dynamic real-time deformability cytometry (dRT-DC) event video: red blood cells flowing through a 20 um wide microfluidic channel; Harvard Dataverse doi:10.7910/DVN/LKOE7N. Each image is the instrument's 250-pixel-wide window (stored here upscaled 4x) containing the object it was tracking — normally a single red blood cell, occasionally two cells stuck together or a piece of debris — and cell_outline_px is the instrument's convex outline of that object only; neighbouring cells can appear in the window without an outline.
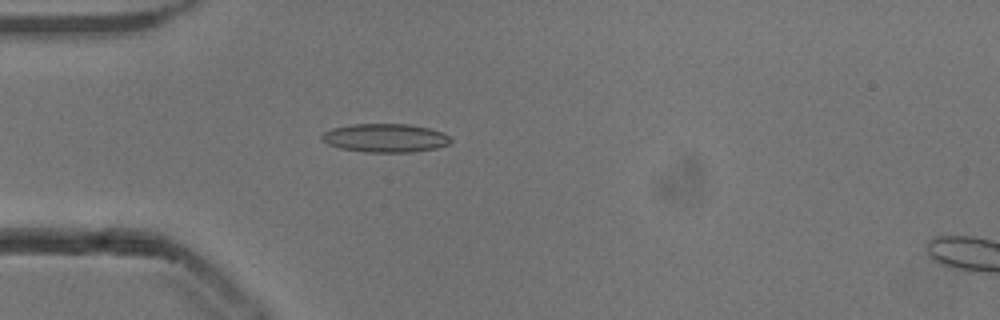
{"species": "common noctule bat (a hibernating species)", "species_latin": "Nyctalus noctula", "temperature_condition": "cold", "stored_images_in_passage": 53, "camera_frame_rate_fps": 3000, "um_per_image_px": 0.085, "animal": {"sex": "male", "body_mass_g": 13.3}, "frame": {"image": 1, "passage_image": 15, "time_ms": 4.667, "image_size_px": [1000, 320], "cell_outline_px": [[452, 140], [448, 144], [436, 148], [412, 152], [364, 152], [340, 148], [328, 144], [320, 140], [320, 136], [324, 132], [332, 128], [352, 124], [408, 124], [428, 128], [440, 132], [448, 136]], "centroid_in_image_um": [32.7, 11.73], "position_along_channel_um": 52.3, "area_um2": 21.39}}
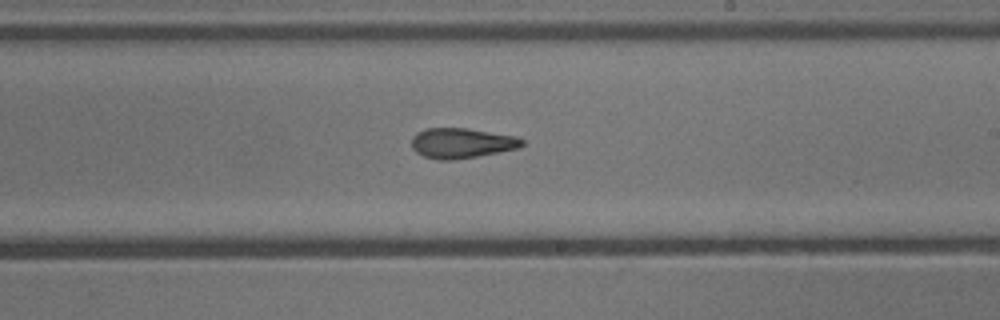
{"frame": {"image": 2, "passage_image": 31, "time_ms": 10.0, "image_size_px": [1000, 320], "cell_outline_px": [[524, 144], [520, 148], [476, 156], [452, 160], [440, 160], [424, 156], [416, 152], [412, 148], [412, 136], [416, 132], [428, 128], [468, 128], [516, 136], [524, 140]], "centroid_in_image_um": [39.24, 12.15], "position_along_channel_um": 249.8, "area_um2": 19.42}}
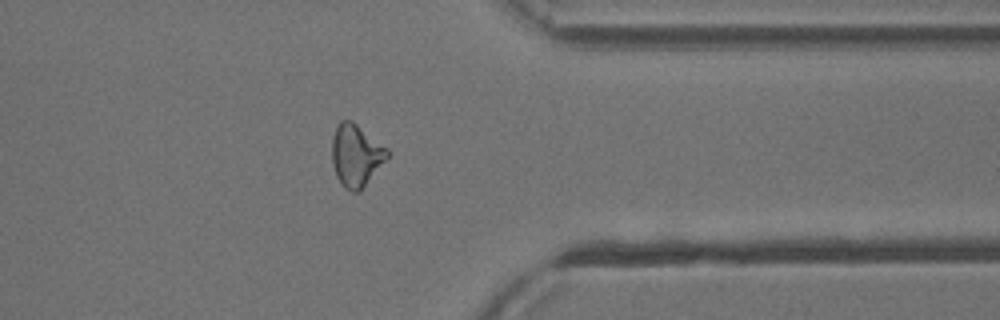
{"frame": {"image": 3, "passage_image": 42, "time_ms": 13.667, "image_size_px": [1000, 320], "cell_outline_px": [[392, 152], [360, 192], [352, 192], [344, 188], [336, 176], [332, 164], [332, 136], [340, 120], [352, 120], [388, 148]], "centroid_in_image_um": [30.27, 13.21], "position_along_channel_um": 381.1, "area_um2": 20.29}, "authors_computed_cell_mechanics": {"area_um2": 19.8254, "velocity_mm_per_s": 3.8494, "shape_relaxation_time_tau1_ms": null, "shape_relaxation_time_tau2_ms": 3.632, "deformation_change_tau1": null, "deformation_change_tau2": 0.1208}}